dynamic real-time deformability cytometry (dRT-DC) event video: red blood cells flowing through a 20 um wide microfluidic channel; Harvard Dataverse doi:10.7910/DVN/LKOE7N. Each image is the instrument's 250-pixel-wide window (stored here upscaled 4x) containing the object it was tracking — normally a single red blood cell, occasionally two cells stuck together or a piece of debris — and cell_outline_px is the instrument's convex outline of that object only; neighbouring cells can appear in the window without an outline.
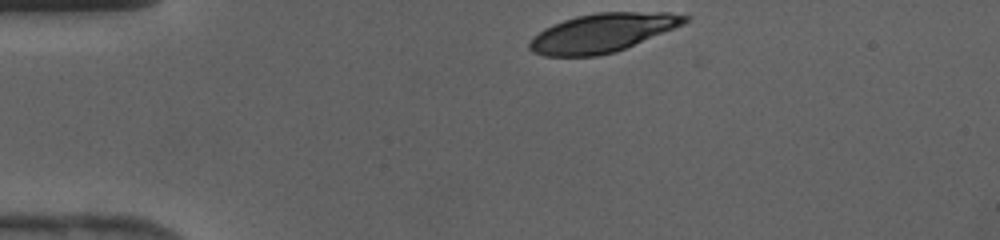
{"species": "human", "species_latin": "Homo sapiens", "temperature_condition": "cold", "stored_images_in_passage": 28, "camera_frame_rate_fps": 3000, "um_per_image_px": 0.085, "donor": {"sex": "female"}, "frame": {"image": 1, "passage_image": 1, "time_ms": 0.0, "image_size_px": [1000, 240], "cell_outline_px": [[692, 16], [684, 24], [616, 52], [596, 56], [544, 56], [532, 52], [528, 48], [528, 44], [532, 36], [544, 28], [552, 24], [576, 16], [596, 12], [668, 12]], "centroid_in_image_um": [51.18, 2.79], "position_along_channel_um": 33.8, "area_um2": 35.2}}
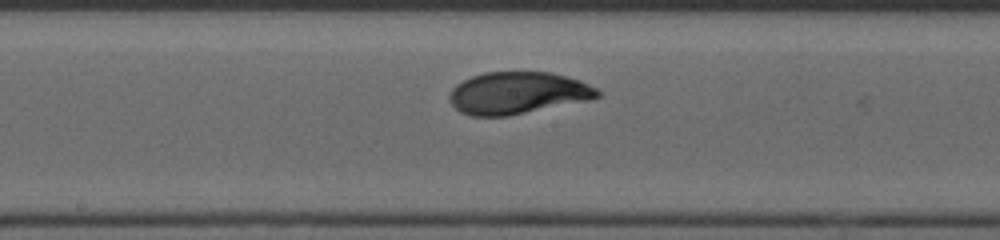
{"frame": {"image": 2, "passage_image": 15, "time_ms": 4.667, "image_size_px": [1000, 240], "cell_outline_px": [[604, 92], [600, 96], [588, 100], [508, 116], [472, 116], [460, 112], [452, 104], [448, 96], [452, 88], [456, 84], [472, 76], [484, 72], [548, 72], [580, 80], [600, 88]], "centroid_in_image_um": [44.03, 7.9], "position_along_channel_um": 204.2, "area_um2": 36.41}}
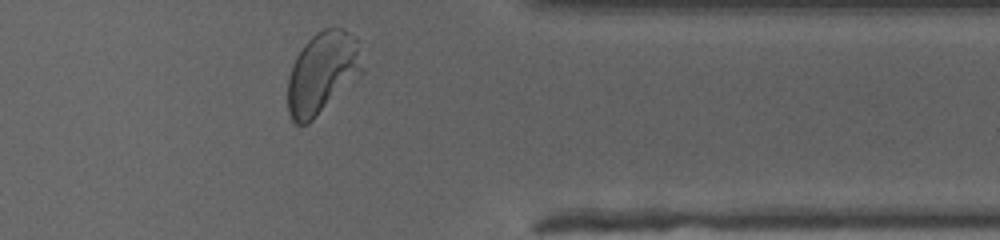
{"frame": {"image": 3, "passage_image": 27, "time_ms": 8.667, "image_size_px": [1000, 240], "cell_outline_px": [[364, 72], [360, 76], [308, 124], [296, 124], [292, 120], [288, 112], [288, 76], [292, 64], [296, 56], [304, 44], [316, 32], [324, 28], [344, 28], [360, 40], [364, 44]], "centroid_in_image_um": [27.47, 6.14], "position_along_channel_um": 383.9, "area_um2": 36.47}}